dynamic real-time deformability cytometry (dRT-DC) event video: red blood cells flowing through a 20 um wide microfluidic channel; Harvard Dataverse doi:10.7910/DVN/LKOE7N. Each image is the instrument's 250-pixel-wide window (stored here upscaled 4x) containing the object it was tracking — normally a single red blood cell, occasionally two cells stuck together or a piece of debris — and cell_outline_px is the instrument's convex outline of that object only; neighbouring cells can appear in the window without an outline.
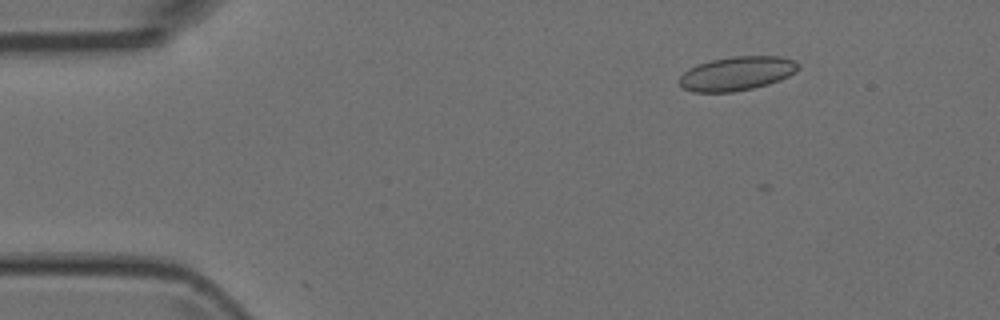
{"species": "Egyptian fruit bat (a non-hibernating species)", "species_latin": "Rousettus aegyptiacus", "temperature_condition": "room temperature", "stored_images_in_passage": 5, "camera_frame_rate_fps": 3000, "um_per_image_px": 0.085, "animal": {"sex": "female"}, "frame": {"image": 1, "passage_image": 2, "time_ms": 0.333, "image_size_px": [1000, 320], "cell_outline_px": [[800, 68], [796, 72], [780, 80], [768, 84], [752, 88], [732, 92], [692, 92], [684, 88], [676, 80], [684, 72], [696, 64], [712, 60], [732, 56], [780, 56], [792, 60], [800, 64]], "centroid_in_image_um": [62.62, 6.24], "position_along_channel_um": 22.4, "area_um2": 23.64}}
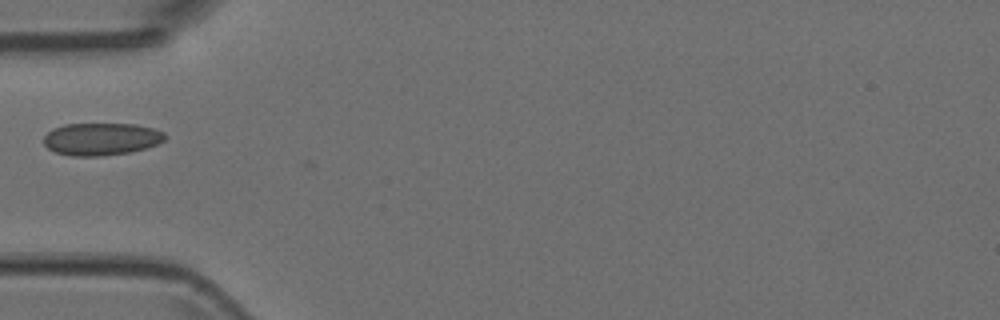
{"frame": {"image": 2, "passage_image": 5, "time_ms": 1.333, "image_size_px": [1000, 320], "cell_outline_px": [[168, 136], [164, 140], [156, 144], [144, 148], [128, 152], [100, 156], [72, 156], [56, 152], [48, 148], [44, 144], [44, 136], [52, 128], [64, 124], [136, 124], [152, 128], [164, 132]], "centroid_in_image_um": [8.59, 11.81], "position_along_channel_um": 76.4, "area_um2": 22.83}}